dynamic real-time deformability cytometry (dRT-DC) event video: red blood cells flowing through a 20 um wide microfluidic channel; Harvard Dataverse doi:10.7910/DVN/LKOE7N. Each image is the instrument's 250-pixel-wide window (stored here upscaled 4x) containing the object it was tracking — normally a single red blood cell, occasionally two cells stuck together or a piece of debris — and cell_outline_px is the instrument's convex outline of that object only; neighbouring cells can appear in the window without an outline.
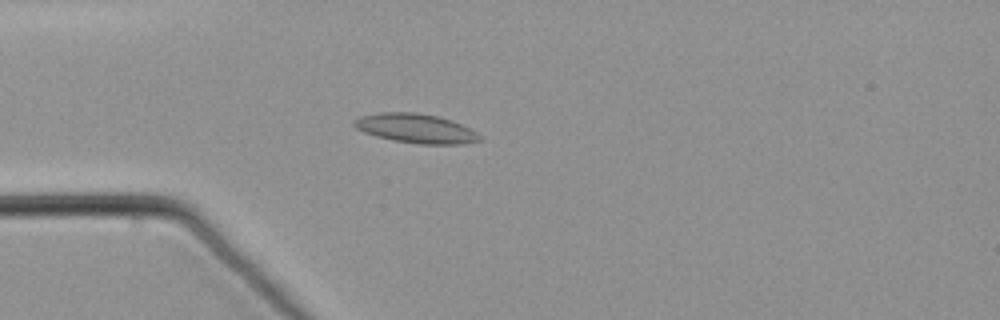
{"species": "common noctule bat (a hibernating species)", "species_latin": "Nyctalus noctula", "temperature_condition": "warm", "stored_images_in_passage": 59, "camera_frame_rate_fps": 3000, "um_per_image_px": 0.085, "animal": {"sex": "male", "body_mass_g": 21.5, "forearm_length_mm": 52.0}, "frame": {"image": 1, "passage_image": 17, "time_ms": 5.333, "image_size_px": [1000, 320], "cell_outline_px": [[484, 140], [464, 144], [420, 144], [392, 140], [376, 136], [364, 132], [356, 128], [352, 124], [352, 120], [360, 116], [380, 112], [416, 112], [436, 116], [452, 120], [476, 132]], "centroid_in_image_um": [35.33, 10.91], "position_along_channel_um": 49.7, "area_um2": 21.5}}
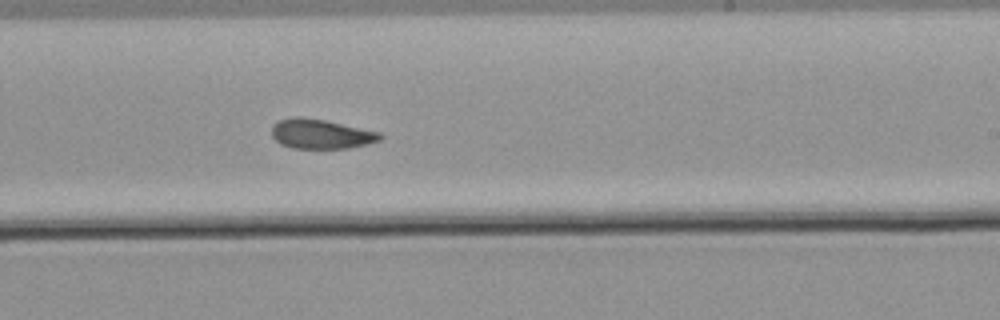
{"frame": {"image": 2, "passage_image": 36, "time_ms": 11.667, "image_size_px": [1000, 320], "cell_outline_px": [[384, 136], [380, 140], [368, 144], [348, 148], [292, 148], [280, 144], [272, 136], [272, 124], [280, 120], [292, 116], [300, 116], [324, 120], [380, 132]], "centroid_in_image_um": [27.27, 11.38], "position_along_channel_um": 261.7, "area_um2": 18.73}}
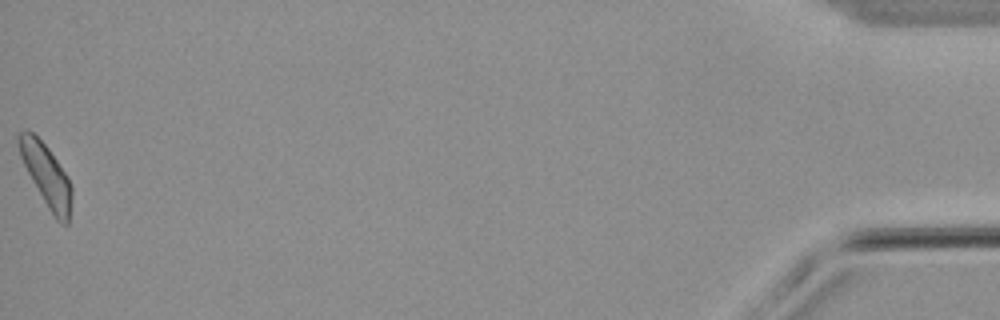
{"frame": {"image": 3, "passage_image": 59, "time_ms": 19.333, "image_size_px": [1000, 320], "cell_outline_px": [[72, 196], [68, 224], [60, 224], [52, 216], [32, 180], [20, 156], [16, 144], [16, 136], [20, 132], [32, 132], [48, 148], [68, 176], [72, 188]], "centroid_in_image_um": [3.94, 14.93], "position_along_channel_um": 431.3, "area_um2": 19.07}}